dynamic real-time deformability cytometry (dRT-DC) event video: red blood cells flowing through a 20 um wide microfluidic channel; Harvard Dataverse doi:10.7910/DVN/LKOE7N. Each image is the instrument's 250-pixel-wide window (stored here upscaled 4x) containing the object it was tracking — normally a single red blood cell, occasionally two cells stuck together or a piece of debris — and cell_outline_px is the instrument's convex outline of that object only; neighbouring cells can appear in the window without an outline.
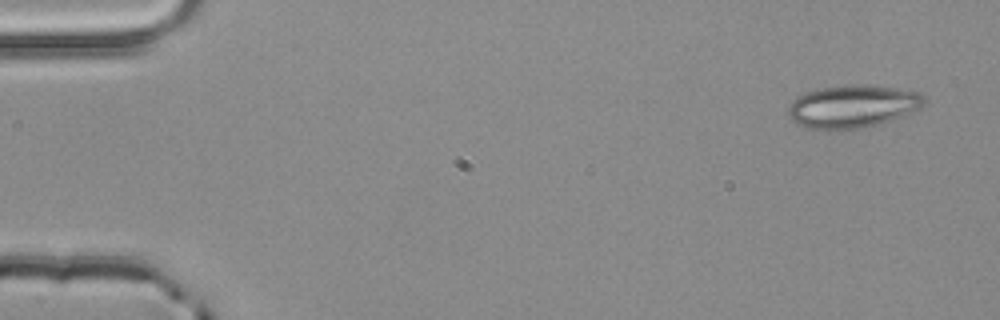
{"species": "common noctule bat (a hibernating species)", "species_latin": "Nyctalus noctula", "temperature_condition": "room temperature", "stored_images_in_passage": 4, "camera_frame_rate_fps": 3000, "um_per_image_px": 0.085, "animal": {"sex": "male", "body_mass_g": 20.4}, "frame": {"image": 1, "passage_image": 1, "time_ms": 0.0, "image_size_px": [1000, 320], "cell_outline_px": [[924, 104], [920, 108], [900, 116], [876, 124], [856, 128], [804, 128], [792, 120], [788, 116], [788, 108], [792, 100], [796, 96], [804, 92], [824, 88], [852, 84], [856, 84], [896, 88], [920, 92], [924, 96]], "centroid_in_image_um": [72.43, 9.02], "position_along_channel_um": 12.6, "area_um2": 33.23}}